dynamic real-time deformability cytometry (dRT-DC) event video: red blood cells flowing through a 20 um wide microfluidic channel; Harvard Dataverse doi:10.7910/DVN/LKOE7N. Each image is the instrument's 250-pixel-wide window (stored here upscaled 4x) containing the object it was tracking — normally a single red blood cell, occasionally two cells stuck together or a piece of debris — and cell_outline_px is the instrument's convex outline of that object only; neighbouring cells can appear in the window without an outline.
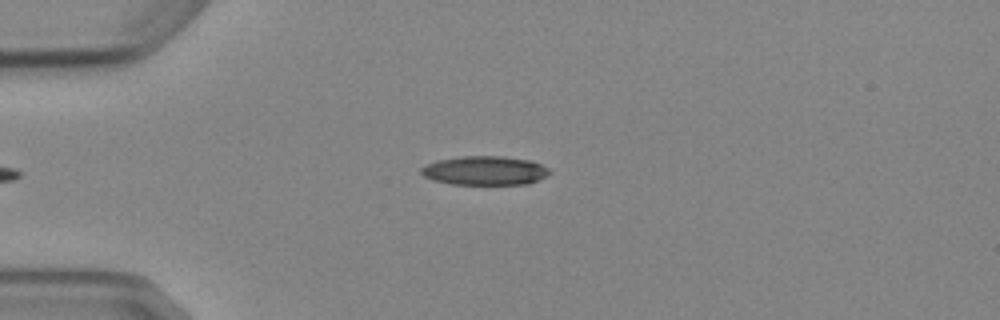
{"species": "Egyptian fruit bat (a non-hibernating species)", "species_latin": "Rousettus aegyptiacus", "temperature_condition": "cold", "stored_images_in_passage": 5, "camera_frame_rate_fps": 3000, "um_per_image_px": 0.085, "animal": {"sex": "female"}, "frame": {"image": 1, "passage_image": 5, "time_ms": 4.667, "image_size_px": [1000, 320], "cell_outline_px": [[552, 172], [528, 184], [452, 184], [432, 180], [424, 176], [420, 172], [420, 168], [428, 164], [440, 160], [464, 156], [500, 156], [528, 160], [540, 164], [548, 168]], "centroid_in_image_um": [41.19, 14.5], "position_along_channel_um": 43.8, "area_um2": 21.39}}